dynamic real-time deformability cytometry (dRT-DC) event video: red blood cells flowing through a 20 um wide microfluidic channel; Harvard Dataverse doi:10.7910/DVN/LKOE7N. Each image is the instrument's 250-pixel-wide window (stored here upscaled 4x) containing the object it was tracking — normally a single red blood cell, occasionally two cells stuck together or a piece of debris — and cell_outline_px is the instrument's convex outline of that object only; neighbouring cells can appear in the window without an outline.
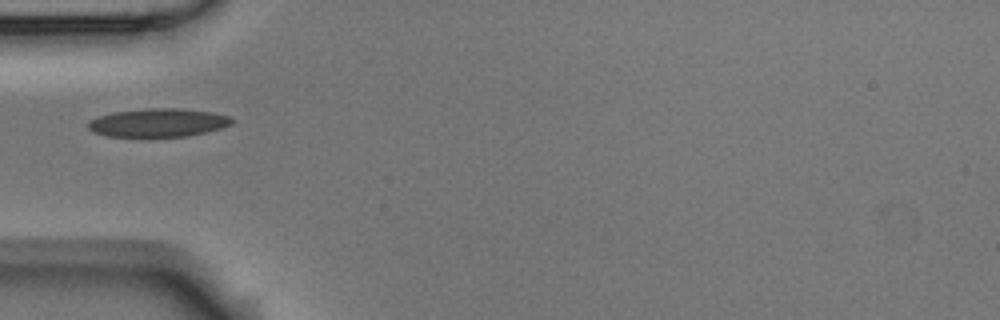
{"species": "Egyptian fruit bat (a non-hibernating species)", "species_latin": "Rousettus aegyptiacus", "temperature_condition": "room temperature", "stored_images_in_passage": 1, "camera_frame_rate_fps": 3000, "um_per_image_px": 0.085, "animal": {"sex": "male"}, "frame": {"image": 1, "passage_image": 1, "time_ms": 0.0, "image_size_px": [1000, 320], "cell_outline_px": [[232, 124], [220, 128], [188, 136], [108, 136], [92, 132], [88, 128], [88, 120], [96, 116], [112, 112], [148, 108], [176, 108], [212, 112], [228, 116], [232, 120]], "centroid_in_image_um": [13.38, 10.42], "position_along_channel_um": 71.6, "area_um2": 23.64}}